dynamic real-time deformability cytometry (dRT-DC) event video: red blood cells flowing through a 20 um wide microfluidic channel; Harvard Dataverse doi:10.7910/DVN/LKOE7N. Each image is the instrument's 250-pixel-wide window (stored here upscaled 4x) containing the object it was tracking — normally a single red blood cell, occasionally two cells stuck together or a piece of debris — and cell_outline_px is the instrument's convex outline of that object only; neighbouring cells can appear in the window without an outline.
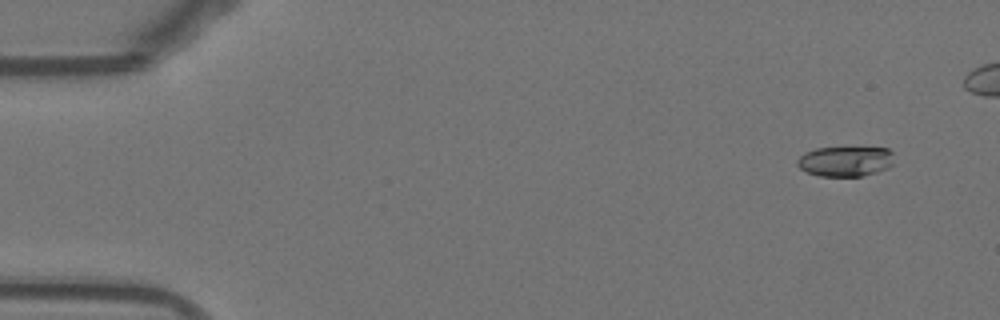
{"species": "Egyptian fruit bat (a non-hibernating species)", "species_latin": "Rousettus aegyptiacus", "temperature_condition": "warm", "stored_images_in_passage": 45, "camera_frame_rate_fps": 3000, "um_per_image_px": 0.085, "animal": {"sex": "female"}, "frame": {"image": 1, "passage_image": 1, "time_ms": 0.0, "image_size_px": [1000, 320], "cell_outline_px": [[892, 164], [888, 168], [876, 172], [860, 176], [820, 176], [808, 172], [800, 168], [796, 164], [796, 160], [804, 152], [816, 148], [888, 148], [892, 152]], "centroid_in_image_um": [71.83, 13.71], "position_along_channel_um": 13.2, "area_um2": 16.88}}
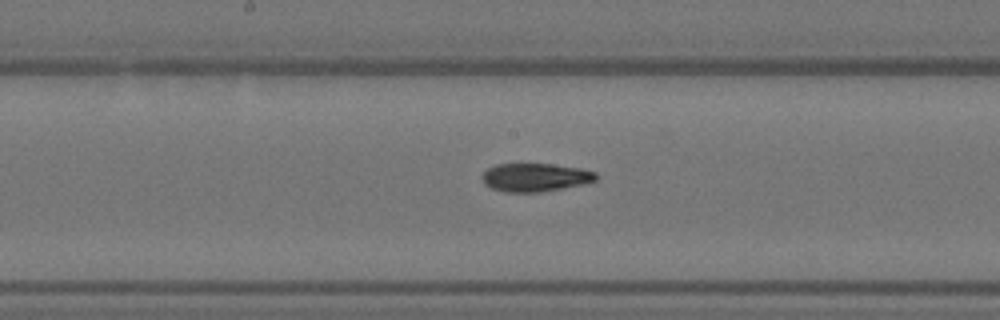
{"frame": {"image": 2, "passage_image": 25, "time_ms": 8.0, "image_size_px": [1000, 320], "cell_outline_px": [[596, 180], [584, 184], [564, 188], [540, 192], [504, 192], [492, 188], [484, 184], [480, 176], [488, 168], [496, 164], [552, 164], [580, 168], [596, 172]], "centroid_in_image_um": [45.47, 15.08], "position_along_channel_um": 202.7, "area_um2": 18.84}}
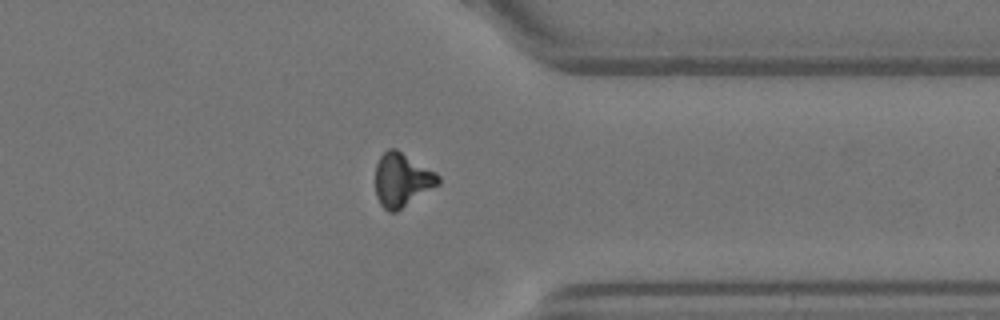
{"frame": {"image": 3, "passage_image": 39, "time_ms": 12.667, "image_size_px": [1000, 320], "cell_outline_px": [[440, 184], [396, 212], [388, 212], [380, 204], [376, 196], [376, 164], [380, 156], [388, 148], [396, 148], [436, 172], [440, 176]], "centroid_in_image_um": [34.17, 15.29], "position_along_channel_um": 377.2, "area_um2": 19.77}, "authors_computed_cell_mechanics": {"area_um2": 19.1318, "velocity_mm_per_s": 3.8627, "shape_relaxation_time_tau1_ms": 5.7971, "shape_relaxation_time_tau2_ms": 3.0168, "deformation_change_tau1": 0.1811, "deformation_change_tau2": 0.0753}}